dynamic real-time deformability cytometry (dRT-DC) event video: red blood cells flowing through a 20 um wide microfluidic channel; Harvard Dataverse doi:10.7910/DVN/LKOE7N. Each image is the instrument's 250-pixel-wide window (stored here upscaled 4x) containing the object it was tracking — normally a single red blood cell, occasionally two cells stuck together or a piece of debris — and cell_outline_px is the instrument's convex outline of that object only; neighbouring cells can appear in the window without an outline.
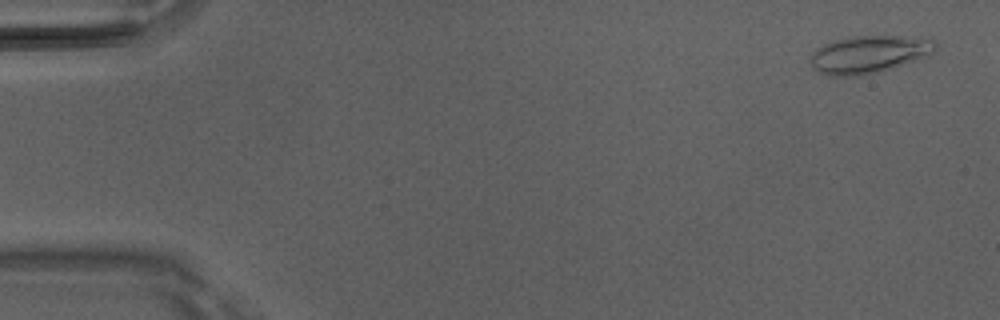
{"species": "Egyptian fruit bat (a non-hibernating species)", "species_latin": "Rousettus aegyptiacus", "temperature_condition": "room temperature", "stored_images_in_passage": 5, "camera_frame_rate_fps": 3000, "um_per_image_px": 0.085, "animal": {"sex": "male"}, "frame": {"image": 1, "passage_image": 1, "time_ms": 0.0, "image_size_px": [1000, 320], "cell_outline_px": [[936, 52], [876, 72], [860, 76], [828, 76], [812, 68], [808, 60], [812, 52], [816, 48], [824, 44], [836, 40], [852, 36], [900, 36], [936, 40]], "centroid_in_image_um": [73.77, 4.61], "position_along_channel_um": 11.2, "area_um2": 27.05}}